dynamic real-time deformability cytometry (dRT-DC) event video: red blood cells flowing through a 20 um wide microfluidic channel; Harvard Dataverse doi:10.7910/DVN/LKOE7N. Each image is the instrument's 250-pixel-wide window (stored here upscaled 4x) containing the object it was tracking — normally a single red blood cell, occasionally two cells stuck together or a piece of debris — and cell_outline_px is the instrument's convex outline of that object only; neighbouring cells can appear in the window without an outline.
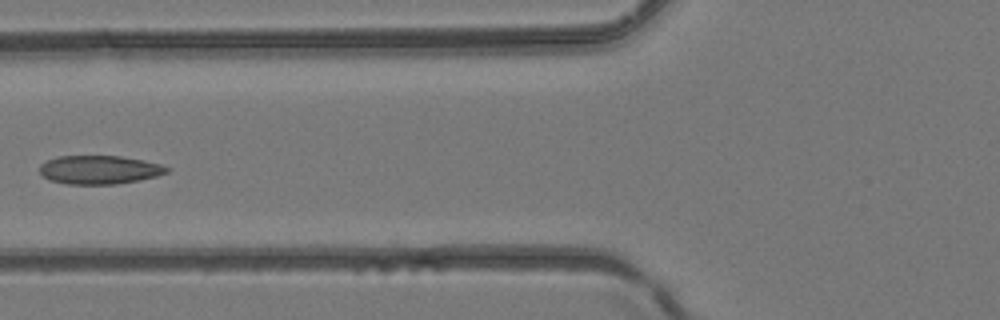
{"species": "common noctule bat (a hibernating species)", "species_latin": "Nyctalus noctula", "temperature_condition": "room temperature", "stored_images_in_passage": 5, "camera_frame_rate_fps": 3000, "um_per_image_px": 0.085, "animal": {"sex": "female", "body_mass_g": 24.6, "forearm_length_mm": 56.2}, "frame": {"image": 1, "passage_image": 5, "time_ms": 1.333, "image_size_px": [1000, 320], "cell_outline_px": [[172, 168], [168, 172], [156, 176], [140, 180], [116, 184], [68, 184], [48, 180], [40, 172], [40, 164], [56, 156], [120, 156], [144, 160], [160, 164]], "centroid_in_image_um": [8.46, 14.43], "position_along_channel_um": 117.3, "area_um2": 21.27}}